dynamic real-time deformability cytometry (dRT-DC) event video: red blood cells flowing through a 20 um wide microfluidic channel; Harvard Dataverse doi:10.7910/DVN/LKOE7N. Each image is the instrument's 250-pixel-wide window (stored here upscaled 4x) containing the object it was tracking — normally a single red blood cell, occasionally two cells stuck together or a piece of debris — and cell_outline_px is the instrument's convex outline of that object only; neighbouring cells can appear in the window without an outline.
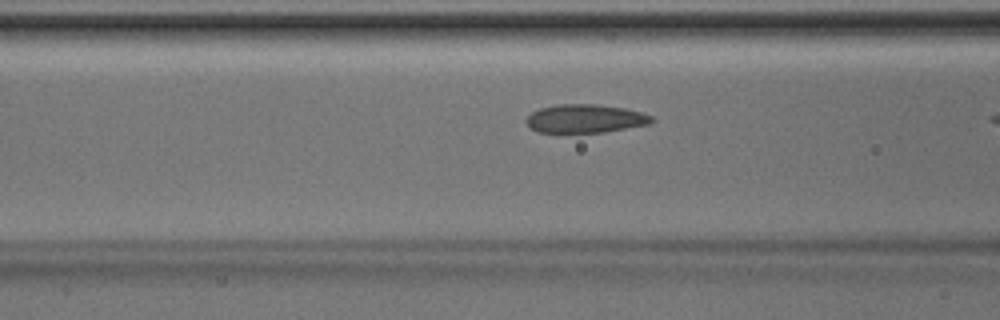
{"species": "Egyptian fruit bat (a non-hibernating species)", "species_latin": "Rousettus aegyptiacus", "temperature_condition": "room temperature", "stored_images_in_passage": 8, "camera_frame_rate_fps": 3000, "um_per_image_px": 0.085, "animal": {"sex": "male"}, "frame": {"image": 1, "passage_image": 7, "time_ms": 2.0, "image_size_px": [1000, 320], "cell_outline_px": [[656, 120], [648, 124], [604, 132], [536, 132], [528, 128], [524, 120], [532, 112], [540, 108], [556, 104], [596, 104], [624, 108], [640, 112], [652, 116]], "centroid_in_image_um": [49.7, 10.08], "position_along_channel_um": 116.9, "area_um2": 20.87}}